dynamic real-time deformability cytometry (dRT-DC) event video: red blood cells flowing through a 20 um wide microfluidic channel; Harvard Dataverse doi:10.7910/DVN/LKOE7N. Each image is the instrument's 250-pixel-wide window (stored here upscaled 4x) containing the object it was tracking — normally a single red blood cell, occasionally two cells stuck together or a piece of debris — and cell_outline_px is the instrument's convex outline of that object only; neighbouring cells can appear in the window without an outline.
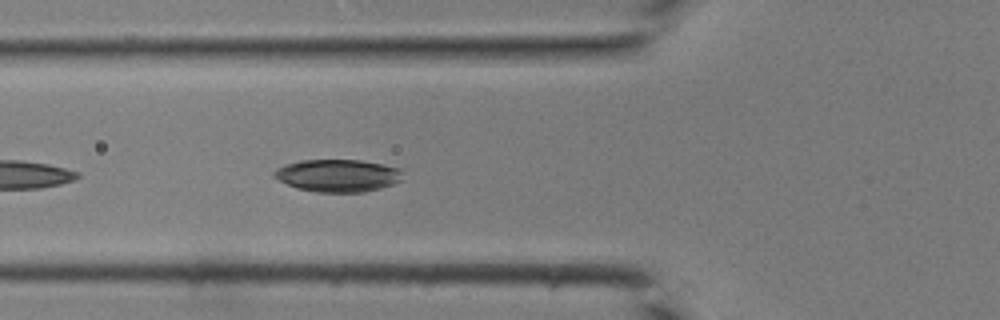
{"species": "common noctule bat (a hibernating species)", "species_latin": "Nyctalus noctula", "temperature_condition": "room temperature", "stored_images_in_passage": 36, "camera_frame_rate_fps": 3000, "um_per_image_px": 0.085, "animal": {"sex": "male", "body_mass_g": 19.0, "forearm_length_mm": 50.8}, "frame": {"image": 1, "passage_image": 16, "time_ms": 5.0, "image_size_px": [1000, 320], "cell_outline_px": [[404, 180], [380, 188], [364, 192], [316, 192], [296, 188], [272, 176], [272, 172], [276, 168], [300, 160], [360, 160], [400, 168]], "centroid_in_image_um": [28.71, 14.92], "position_along_channel_um": 97.1, "area_um2": 24.33}}
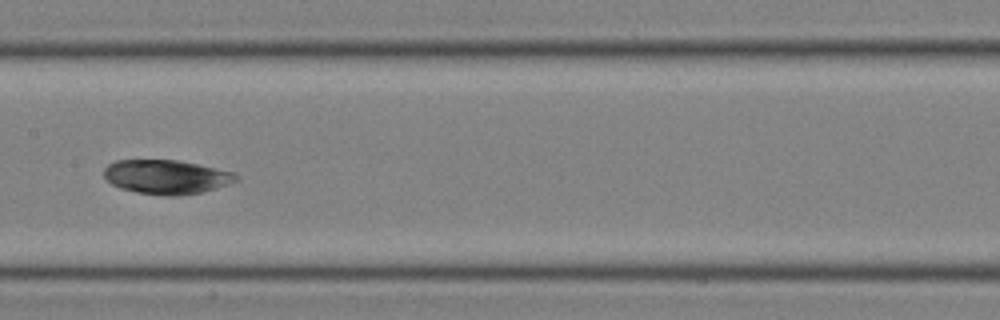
{"frame": {"image": 2, "passage_image": 22, "time_ms": 7.0, "image_size_px": [1000, 320], "cell_outline_px": [[240, 180], [204, 192], [176, 196], [164, 196], [136, 192], [120, 188], [112, 184], [104, 176], [104, 168], [108, 164], [116, 160], [176, 160], [196, 164], [232, 172], [240, 176]], "centroid_in_image_um": [14.15, 15.05], "position_along_channel_um": 193.3, "area_um2": 26.3}}
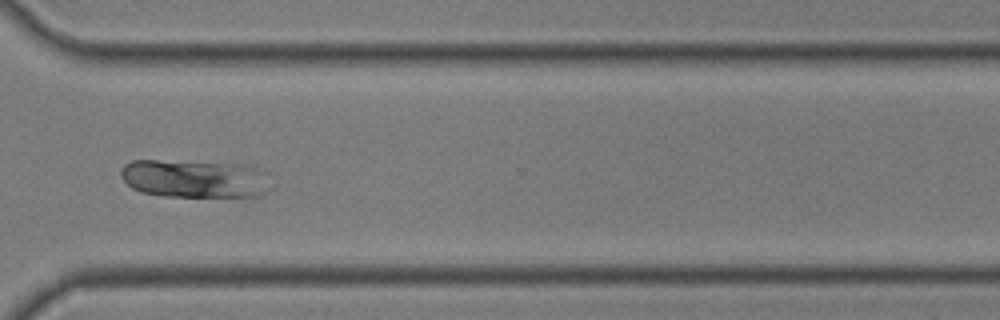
{"frame": {"image": 3, "passage_image": 32, "time_ms": 10.333, "image_size_px": [1000, 320], "cell_outline_px": [[268, 192], [260, 196], [164, 196], [140, 192], [132, 188], [120, 176], [120, 168], [124, 164], [132, 160], [156, 160], [240, 164], [268, 172]], "centroid_in_image_um": [16.51, 15.18], "position_along_channel_um": 354.1, "area_um2": 33.35}}